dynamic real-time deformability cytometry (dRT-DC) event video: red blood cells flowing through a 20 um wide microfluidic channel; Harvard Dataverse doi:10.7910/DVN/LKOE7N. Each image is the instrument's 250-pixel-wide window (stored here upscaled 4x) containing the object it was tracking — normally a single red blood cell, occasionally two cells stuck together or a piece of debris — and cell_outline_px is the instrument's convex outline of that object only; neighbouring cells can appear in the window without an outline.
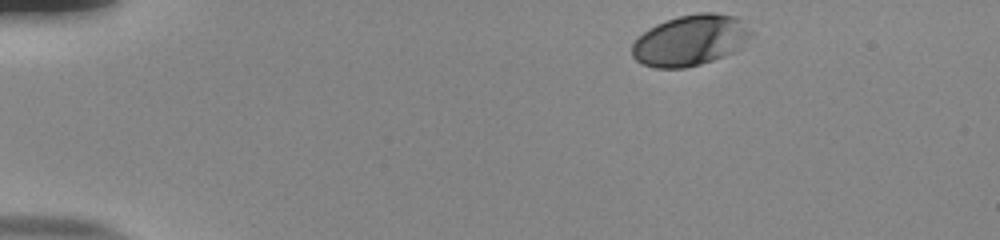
{"species": "human", "species_latin": "Homo sapiens", "temperature_condition": "room temperature", "stored_images_in_passage": 39, "camera_frame_rate_fps": 3000, "um_per_image_px": 0.085, "donor": {"sex": "male"}, "frame": {"image": 1, "passage_image": 1, "time_ms": 0.0, "image_size_px": [1000, 240], "cell_outline_px": [[756, 32], [752, 36], [732, 52], [724, 56], [700, 64], [684, 68], [656, 68], [640, 64], [632, 56], [632, 44], [648, 28], [656, 24], [680, 16], [700, 12], [716, 12], [732, 16], [740, 20]], "centroid_in_image_um": [58.67, 3.43], "position_along_channel_um": 26.3, "area_um2": 35.14}}
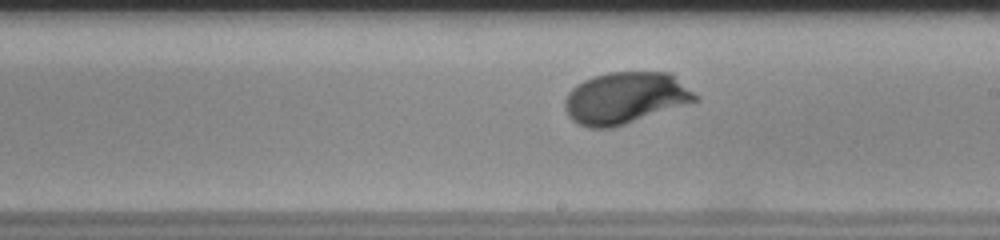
{"frame": {"image": 2, "passage_image": 25, "time_ms": 8.0, "image_size_px": [1000, 240], "cell_outline_px": [[700, 100], [612, 128], [588, 128], [572, 120], [568, 116], [564, 108], [564, 100], [568, 92], [576, 84], [592, 76], [608, 72], [672, 72], [700, 96]], "centroid_in_image_um": [53.17, 8.31], "position_along_channel_um": 235.8, "area_um2": 39.71}}
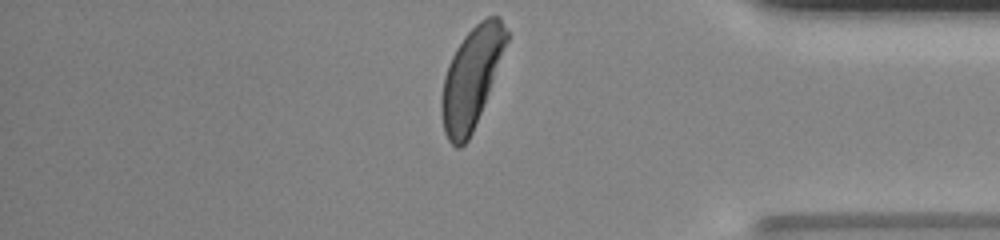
{"frame": {"image": 3, "passage_image": 39, "time_ms": 12.667, "image_size_px": [1000, 240], "cell_outline_px": [[508, 40], [488, 92], [472, 132], [468, 140], [460, 148], [456, 148], [448, 140], [444, 132], [440, 112], [440, 96], [444, 76], [448, 64], [456, 48], [464, 36], [480, 20], [488, 16], [500, 16], [508, 32]], "centroid_in_image_um": [40.03, 6.62], "position_along_channel_um": 395.2, "area_um2": 37.57}, "authors_computed_cell_mechanics": {"area_um2": 37.57, "velocity_mm_per_s": 3.8026, "shape_relaxation_time_tau1_ms": 2.0514, "shape_relaxation_time_tau2_ms": null, "deformation_change_tau1": 0.1385, "deformation_change_tau2": null}}